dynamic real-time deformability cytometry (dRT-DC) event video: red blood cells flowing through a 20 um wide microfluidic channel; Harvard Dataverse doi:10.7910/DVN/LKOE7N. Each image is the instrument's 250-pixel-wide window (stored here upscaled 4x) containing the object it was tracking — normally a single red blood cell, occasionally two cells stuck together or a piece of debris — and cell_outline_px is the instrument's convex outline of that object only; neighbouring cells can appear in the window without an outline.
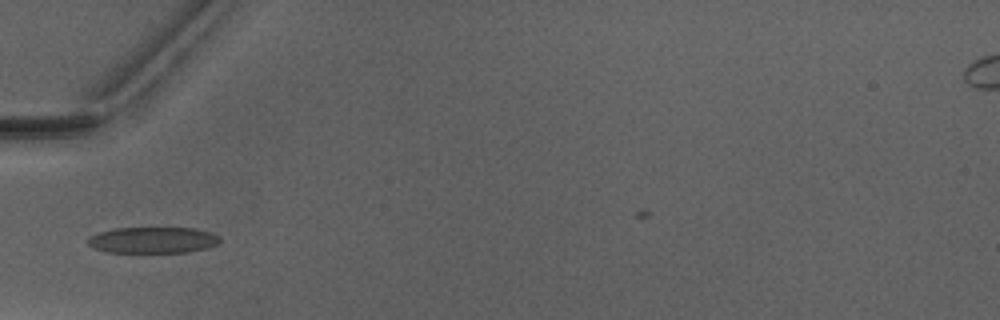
{"species": "Egyptian fruit bat (a non-hibernating species)", "species_latin": "Rousettus aegyptiacus", "temperature_condition": "warm", "stored_images_in_passage": 5, "camera_frame_rate_fps": 3000, "um_per_image_px": 0.085, "animal": {"sex": "male"}, "frame": {"image": 1, "passage_image": 4, "time_ms": 4.667, "image_size_px": [1000, 320], "cell_outline_px": [[220, 240], [216, 244], [204, 248], [188, 252], [108, 252], [92, 248], [84, 240], [88, 236], [100, 232], [116, 228], [196, 228], [212, 232], [220, 236]], "centroid_in_image_um": [12.95, 20.4], "position_along_channel_um": 72.0, "area_um2": 20.23}}
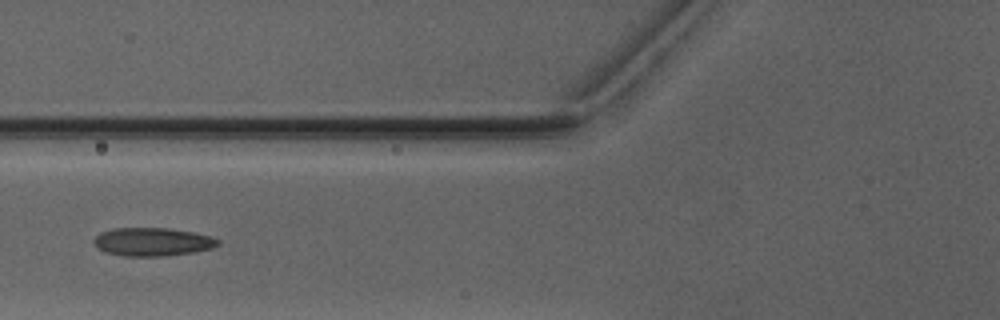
{"frame": {"image": 2, "passage_image": 5, "time_ms": 5.667, "image_size_px": [1000, 320], "cell_outline_px": [[220, 244], [212, 248], [192, 252], [164, 256], [124, 256], [104, 252], [96, 248], [92, 240], [100, 232], [112, 228], [168, 228], [192, 232], [212, 236], [220, 240]], "centroid_in_image_um": [12.93, 20.55], "position_along_channel_um": 112.9, "area_um2": 20.63}}